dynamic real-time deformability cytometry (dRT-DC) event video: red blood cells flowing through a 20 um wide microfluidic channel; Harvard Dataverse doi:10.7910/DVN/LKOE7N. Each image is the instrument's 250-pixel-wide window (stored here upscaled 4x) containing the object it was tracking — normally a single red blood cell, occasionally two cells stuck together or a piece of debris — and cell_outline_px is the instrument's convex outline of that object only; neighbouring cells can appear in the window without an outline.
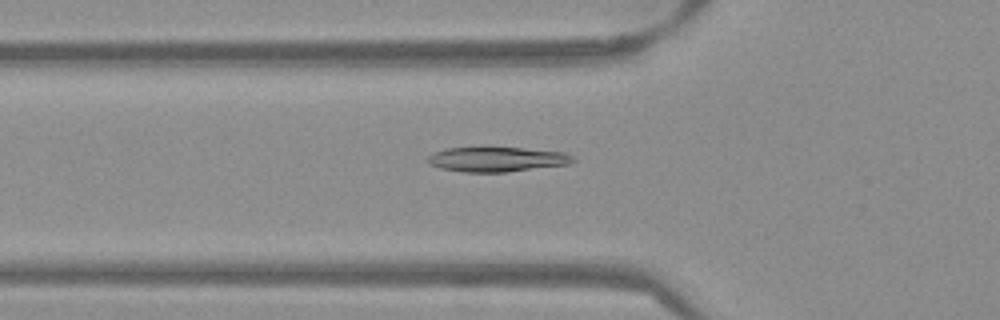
{"species": "Egyptian fruit bat (a non-hibernating species)", "species_latin": "Rousettus aegyptiacus", "temperature_condition": "warm", "stored_images_in_passage": 52, "camera_frame_rate_fps": 3000, "um_per_image_px": 0.085, "frame": {"image": 1, "passage_image": 18, "time_ms": 5.667, "image_size_px": [1000, 320], "cell_outline_px": [[576, 160], [568, 164], [508, 172], [464, 172], [440, 168], [428, 164], [428, 156], [432, 152], [448, 148], [480, 144], [484, 144], [564, 152], [572, 156]], "centroid_in_image_um": [42.17, 13.49], "position_along_channel_um": 83.6, "area_um2": 22.02}}
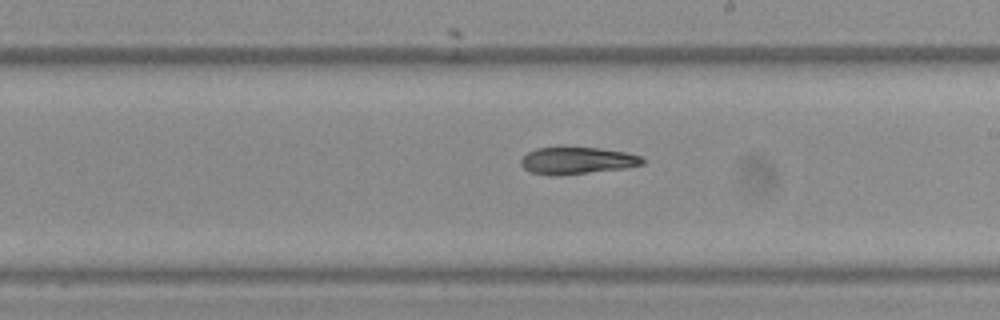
{"frame": {"image": 2, "passage_image": 30, "time_ms": 9.667, "image_size_px": [1000, 320], "cell_outline_px": [[648, 160], [644, 164], [628, 168], [556, 176], [552, 176], [532, 172], [524, 168], [520, 164], [520, 160], [528, 152], [536, 148], [560, 144], [600, 148], [628, 152], [644, 156]], "centroid_in_image_um": [49.1, 13.6], "position_along_channel_um": 239.9, "area_um2": 20.29}}
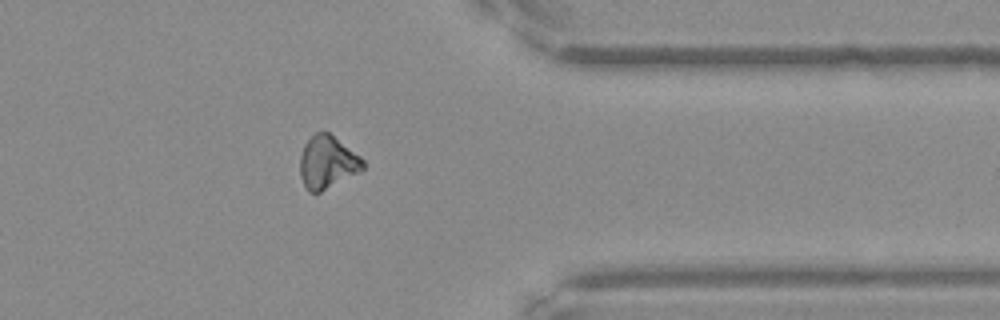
{"frame": {"image": 3, "passage_image": 42, "time_ms": 13.667, "image_size_px": [1000, 320], "cell_outline_px": [[364, 168], [360, 172], [320, 192], [308, 192], [300, 176], [300, 156], [304, 144], [316, 132], [328, 132], [360, 156], [364, 160]], "centroid_in_image_um": [27.82, 13.8], "position_along_channel_um": 383.6, "area_um2": 19.19}, "authors_computed_cell_mechanics": {"area_um2": 20.3456, "velocity_mm_per_s": 3.8804, "shape_relaxation_time_tau1_ms": 6.8809, "shape_relaxation_time_tau2_ms": null, "deformation_change_tau1": 0.1493, "deformation_change_tau2": null}}